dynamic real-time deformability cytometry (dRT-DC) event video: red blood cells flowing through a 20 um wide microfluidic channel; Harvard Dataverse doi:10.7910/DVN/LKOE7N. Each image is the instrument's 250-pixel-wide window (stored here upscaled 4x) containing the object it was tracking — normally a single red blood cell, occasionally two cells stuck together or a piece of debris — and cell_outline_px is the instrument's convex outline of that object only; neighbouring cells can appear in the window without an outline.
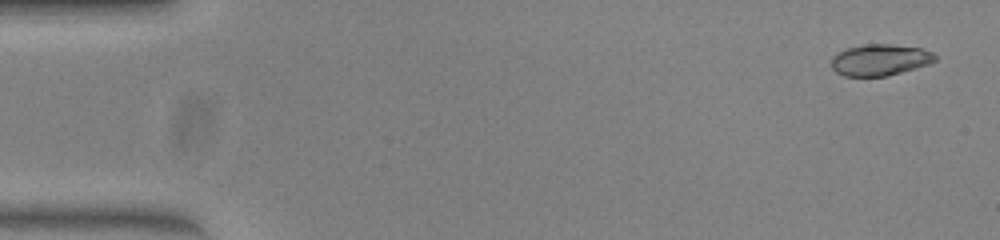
{"species": "common noctule bat (a hibernating species)", "species_latin": "Nyctalus noctula", "temperature_condition": "warm", "stored_images_in_passage": 50, "camera_frame_rate_fps": 3000, "um_per_image_px": 0.085, "animal": {"sex": "female", "body_mass_g": 23.0, "forearm_length_mm": 53.4}, "frame": {"image": 1, "passage_image": 2, "time_ms": 0.333, "image_size_px": [1000, 240], "cell_outline_px": [[936, 60], [928, 64], [916, 68], [888, 76], [844, 76], [836, 72], [832, 68], [832, 56], [836, 52], [848, 48], [864, 44], [892, 44], [920, 48], [932, 52], [936, 56]], "centroid_in_image_um": [74.78, 5.09], "position_along_channel_um": 10.2, "area_um2": 19.02}}
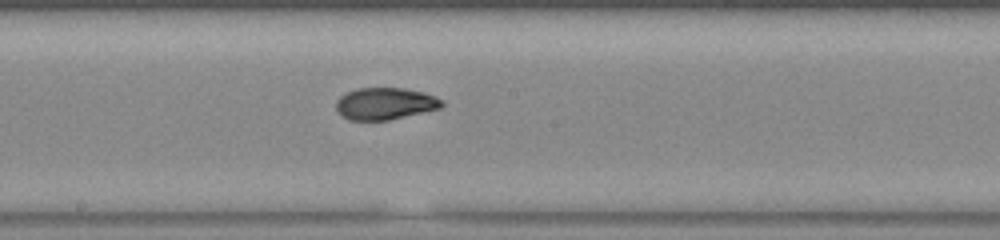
{"frame": {"image": 2, "passage_image": 27, "time_ms": 8.667, "image_size_px": [1000, 240], "cell_outline_px": [[444, 104], [440, 108], [388, 120], [348, 120], [336, 108], [336, 100], [340, 96], [356, 88], [404, 88], [424, 92], [436, 96], [444, 100]], "centroid_in_image_um": [32.76, 8.8], "position_along_channel_um": 215.4, "area_um2": 19.65}}
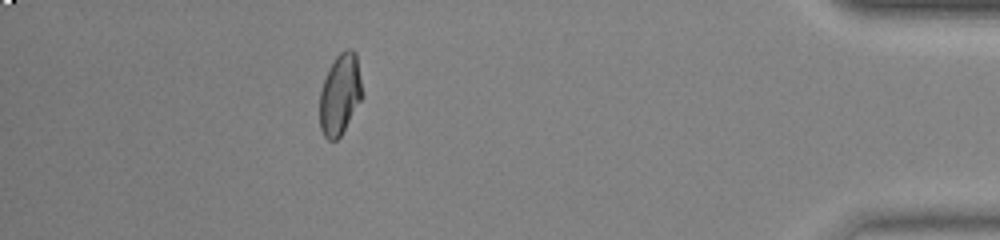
{"frame": {"image": 3, "passage_image": 45, "time_ms": 14.667, "image_size_px": [1000, 240], "cell_outline_px": [[364, 96], [340, 136], [336, 140], [328, 140], [324, 136], [320, 128], [320, 92], [328, 68], [336, 56], [344, 48], [352, 48], [356, 52]], "centroid_in_image_um": [28.92, 7.98], "position_along_channel_um": 406.3, "area_um2": 20.29}, "authors_computed_cell_mechanics": {"area_um2": 19.9699, "velocity_mm_per_s": 4.057, "shape_relaxation_time_tau1_ms": 8.3275, "shape_relaxation_time_tau2_ms": 1.2981, "deformation_change_tau1": 0.25, "deformation_change_tau2": 0.0576}}